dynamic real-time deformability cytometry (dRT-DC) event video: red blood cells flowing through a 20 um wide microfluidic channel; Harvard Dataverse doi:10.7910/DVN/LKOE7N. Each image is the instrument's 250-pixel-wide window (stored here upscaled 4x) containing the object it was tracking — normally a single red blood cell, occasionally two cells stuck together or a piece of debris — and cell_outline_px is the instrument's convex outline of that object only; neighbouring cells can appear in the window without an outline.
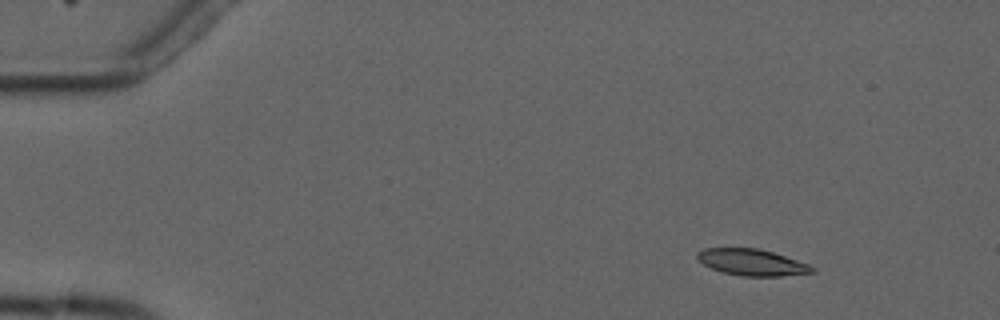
{"species": "common noctule bat (a hibernating species)", "species_latin": "Nyctalus noctula", "temperature_condition": "cold", "stored_images_in_passage": 5, "camera_frame_rate_fps": 3000, "um_per_image_px": 0.085, "animal": {"sex": "male", "forearm_length_mm": 52.5}, "frame": {"image": 1, "passage_image": 2, "time_ms": 1.0, "image_size_px": [1000, 320], "cell_outline_px": [[816, 272], [780, 276], [740, 276], [724, 272], [712, 268], [704, 264], [696, 256], [696, 252], [704, 248], [760, 248], [808, 264], [816, 268]], "centroid_in_image_um": [63.92, 22.29], "position_along_channel_um": 21.1, "area_um2": 17.57}}